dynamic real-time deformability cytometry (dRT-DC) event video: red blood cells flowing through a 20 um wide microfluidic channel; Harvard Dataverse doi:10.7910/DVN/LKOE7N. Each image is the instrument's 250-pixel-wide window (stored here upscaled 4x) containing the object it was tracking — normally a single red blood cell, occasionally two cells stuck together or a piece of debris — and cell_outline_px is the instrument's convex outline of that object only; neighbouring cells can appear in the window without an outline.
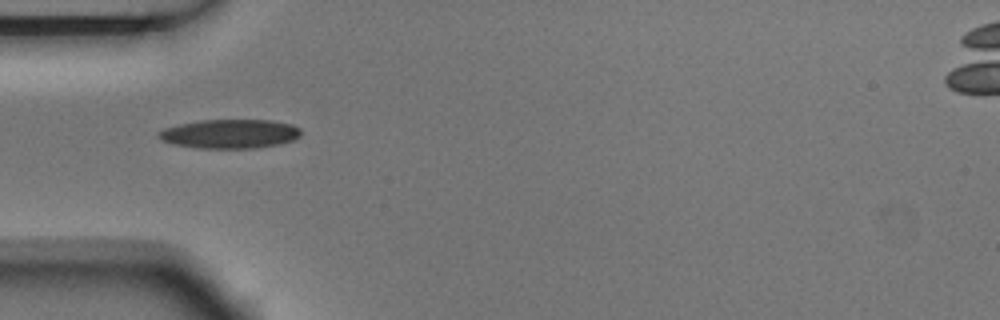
{"species": "Egyptian fruit bat (a non-hibernating species)", "species_latin": "Rousettus aegyptiacus", "temperature_condition": "room temperature", "stored_images_in_passage": 2, "camera_frame_rate_fps": 3000, "um_per_image_px": 0.085, "animal": {"sex": "male"}, "frame": {"image": 1, "passage_image": 1, "time_ms": 0.0, "image_size_px": [1000, 320], "cell_outline_px": [[300, 136], [292, 140], [280, 144], [256, 148], [196, 148], [172, 144], [160, 140], [156, 136], [156, 132], [164, 128], [180, 124], [200, 120], [268, 120], [292, 124], [300, 128]], "centroid_in_image_um": [19.49, 11.38], "position_along_channel_um": 65.5, "area_um2": 24.28}}
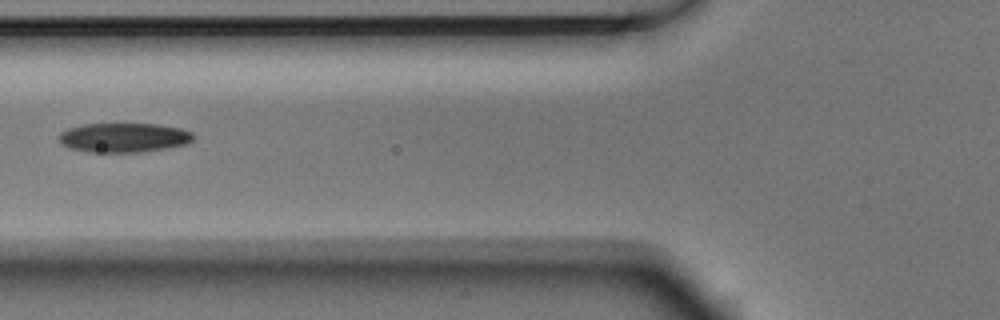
{"frame": {"image": 2, "passage_image": 2, "time_ms": 0.333, "image_size_px": [1000, 320], "cell_outline_px": [[196, 136], [188, 144], [168, 148], [140, 152], [88, 152], [68, 148], [60, 144], [56, 136], [60, 132], [68, 128], [84, 124], [156, 124], [180, 128], [192, 132]], "centroid_in_image_um": [10.5, 11.7], "position_along_channel_um": 115.3, "area_um2": 23.35}}